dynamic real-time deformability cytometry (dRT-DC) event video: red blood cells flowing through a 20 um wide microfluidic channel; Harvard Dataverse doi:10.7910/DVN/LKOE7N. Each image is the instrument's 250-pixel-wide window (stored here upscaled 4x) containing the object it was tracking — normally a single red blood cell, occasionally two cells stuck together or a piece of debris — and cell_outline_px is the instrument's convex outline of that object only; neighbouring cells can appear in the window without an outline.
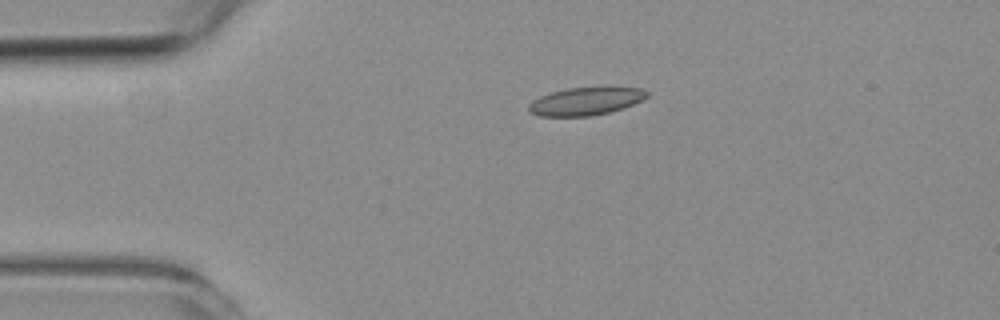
{"species": "common noctule bat (a hibernating species)", "species_latin": "Nyctalus noctula", "temperature_condition": "room temperature", "stored_images_in_passage": 38, "camera_frame_rate_fps": 3000, "um_per_image_px": 0.085, "animal": {"sex": "female", "body_mass_g": 19.3, "forearm_length_mm": 54.1}, "frame": {"image": 1, "passage_image": 1, "time_ms": 0.0, "image_size_px": [1000, 320], "cell_outline_px": [[648, 96], [632, 104], [608, 112], [588, 116], [540, 116], [528, 112], [528, 104], [532, 100], [540, 96], [552, 92], [568, 88], [604, 84], [640, 88], [648, 92]], "centroid_in_image_um": [49.78, 8.55], "position_along_channel_um": 35.2, "area_um2": 19.77}}
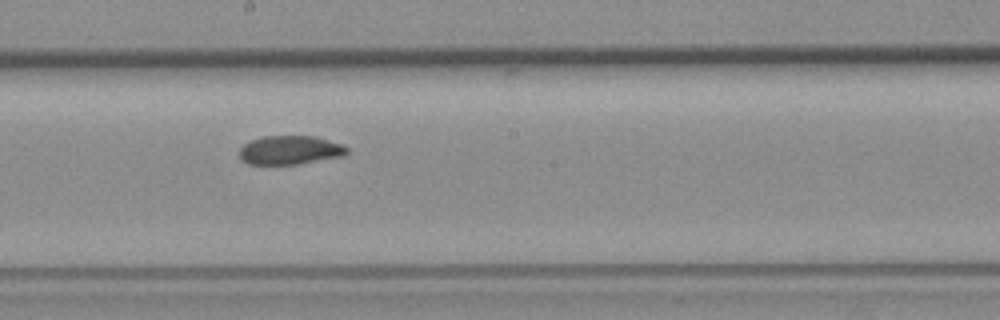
{"frame": {"image": 2, "passage_image": 19, "time_ms": 6.0, "image_size_px": [1000, 320], "cell_outline_px": [[348, 152], [344, 156], [296, 164], [248, 164], [240, 160], [240, 148], [244, 144], [252, 140], [264, 136], [316, 136], [340, 144], [348, 148]], "centroid_in_image_um": [24.64, 12.76], "position_along_channel_um": 223.6, "area_um2": 17.98}}
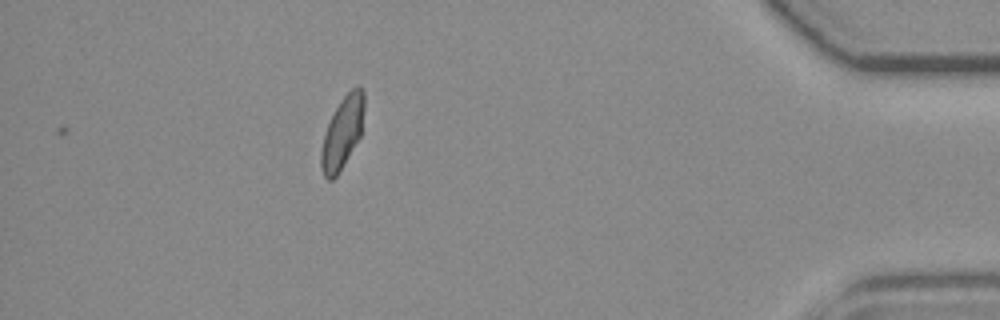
{"frame": {"image": 3, "passage_image": 38, "time_ms": 12.333, "image_size_px": [1000, 320], "cell_outline_px": [[364, 108], [360, 136], [336, 176], [332, 180], [328, 180], [324, 176], [320, 168], [320, 152], [324, 136], [328, 124], [336, 108], [344, 96], [356, 84], [360, 84], [364, 88]], "centroid_in_image_um": [29.1, 11.24], "position_along_channel_um": 406.1, "area_um2": 17.8}, "authors_computed_cell_mechanics": {"area_um2": 18.7561, "velocity_mm_per_s": 3.7472, "shape_relaxation_time_tau1_ms": null, "shape_relaxation_time_tau2_ms": 1.0581, "deformation_change_tau1": null, "deformation_change_tau2": 0.0564}}